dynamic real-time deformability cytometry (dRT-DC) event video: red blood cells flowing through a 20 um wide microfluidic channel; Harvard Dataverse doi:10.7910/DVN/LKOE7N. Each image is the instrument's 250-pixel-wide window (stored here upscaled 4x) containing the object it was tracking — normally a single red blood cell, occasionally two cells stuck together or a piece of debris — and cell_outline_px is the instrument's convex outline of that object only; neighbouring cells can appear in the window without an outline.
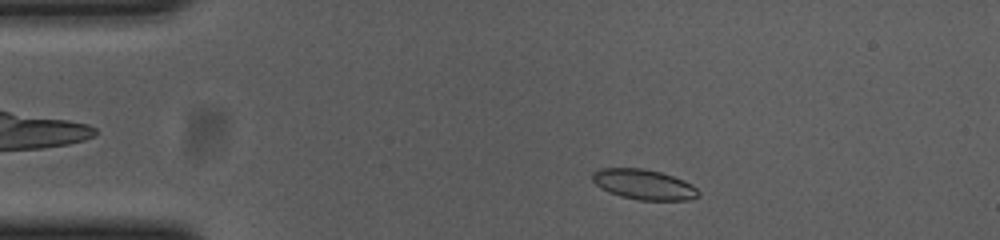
{"species": "common noctule bat (a hibernating species)", "species_latin": "Nyctalus noctula", "temperature_condition": "cold", "stored_images_in_passage": 50, "camera_frame_rate_fps": 3000, "um_per_image_px": 0.085, "animal": {"sex": "female", "body_mass_g": 23.0, "forearm_length_mm": 53.4}, "frame": {"image": 1, "passage_image": 5, "time_ms": 1.333, "image_size_px": [1000, 240], "cell_outline_px": [[700, 196], [688, 200], [640, 200], [620, 196], [608, 192], [600, 188], [592, 180], [592, 172], [600, 168], [640, 168], [660, 172], [672, 176], [692, 184], [700, 192]], "centroid_in_image_um": [54.71, 15.68], "position_along_channel_um": 30.3, "area_um2": 18.67}}
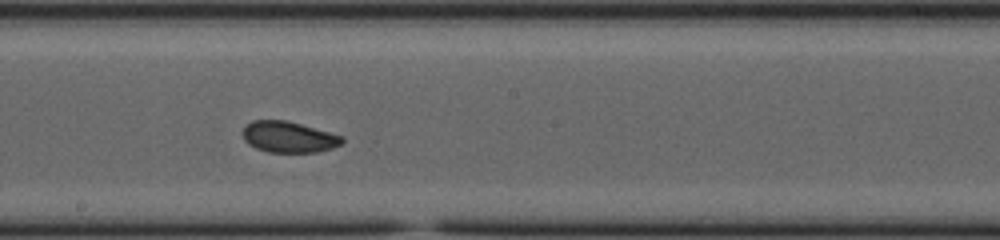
{"frame": {"image": 2, "passage_image": 25, "time_ms": 8.0, "image_size_px": [1000, 240], "cell_outline_px": [[344, 140], [340, 144], [332, 148], [316, 152], [268, 152], [256, 148], [248, 144], [244, 140], [240, 132], [244, 124], [252, 120], [288, 120], [344, 136]], "centroid_in_image_um": [24.48, 11.63], "position_along_channel_um": 223.7, "area_um2": 18.32}}
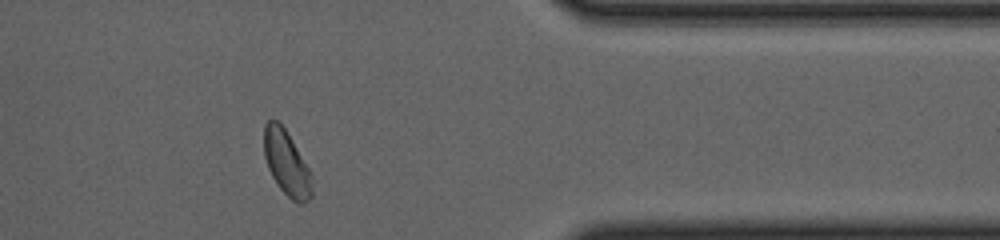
{"frame": {"image": 3, "passage_image": 40, "time_ms": 13.0, "image_size_px": [1000, 240], "cell_outline_px": [[312, 196], [304, 204], [300, 204], [292, 200], [276, 184], [268, 168], [264, 156], [264, 124], [268, 120], [276, 120], [284, 128], [308, 168], [312, 176]], "centroid_in_image_um": [24.35, 13.9], "position_along_channel_um": 387.0, "area_um2": 17.92}, "authors_computed_cell_mechanics": {"area_um2": 18.6983, "velocity_mm_per_s": 3.6615, "shape_relaxation_time_tau1_ms": 3.3043, "shape_relaxation_time_tau2_ms": 1.8834, "deformation_change_tau1": 0.0824, "deformation_change_tau2": 0.0472}}